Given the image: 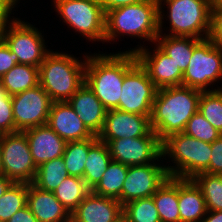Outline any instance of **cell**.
Returning a JSON list of instances; mask_svg holds the SVG:
<instances>
[{
	"label": "cell",
	"mask_w": 222,
	"mask_h": 222,
	"mask_svg": "<svg viewBox=\"0 0 222 222\" xmlns=\"http://www.w3.org/2000/svg\"><path fill=\"white\" fill-rule=\"evenodd\" d=\"M168 156L175 166H165L170 177L192 179L209 166L211 144L195 139L184 132L162 141V157Z\"/></svg>",
	"instance_id": "8992f818"
},
{
	"label": "cell",
	"mask_w": 222,
	"mask_h": 222,
	"mask_svg": "<svg viewBox=\"0 0 222 222\" xmlns=\"http://www.w3.org/2000/svg\"><path fill=\"white\" fill-rule=\"evenodd\" d=\"M201 222H222V211H207Z\"/></svg>",
	"instance_id": "7bdbcfd3"
},
{
	"label": "cell",
	"mask_w": 222,
	"mask_h": 222,
	"mask_svg": "<svg viewBox=\"0 0 222 222\" xmlns=\"http://www.w3.org/2000/svg\"><path fill=\"white\" fill-rule=\"evenodd\" d=\"M203 173L222 175V135L211 143L209 166Z\"/></svg>",
	"instance_id": "74e56055"
},
{
	"label": "cell",
	"mask_w": 222,
	"mask_h": 222,
	"mask_svg": "<svg viewBox=\"0 0 222 222\" xmlns=\"http://www.w3.org/2000/svg\"><path fill=\"white\" fill-rule=\"evenodd\" d=\"M201 92L183 85L157 90L150 121L161 141L184 131L189 119L198 111Z\"/></svg>",
	"instance_id": "7a4b0ae2"
},
{
	"label": "cell",
	"mask_w": 222,
	"mask_h": 222,
	"mask_svg": "<svg viewBox=\"0 0 222 222\" xmlns=\"http://www.w3.org/2000/svg\"><path fill=\"white\" fill-rule=\"evenodd\" d=\"M0 83L10 96L22 93L39 84V67L16 64L0 78Z\"/></svg>",
	"instance_id": "484cf974"
},
{
	"label": "cell",
	"mask_w": 222,
	"mask_h": 222,
	"mask_svg": "<svg viewBox=\"0 0 222 222\" xmlns=\"http://www.w3.org/2000/svg\"><path fill=\"white\" fill-rule=\"evenodd\" d=\"M26 134L29 149L35 165L62 157L66 141L47 124L23 131Z\"/></svg>",
	"instance_id": "ffe728a7"
},
{
	"label": "cell",
	"mask_w": 222,
	"mask_h": 222,
	"mask_svg": "<svg viewBox=\"0 0 222 222\" xmlns=\"http://www.w3.org/2000/svg\"><path fill=\"white\" fill-rule=\"evenodd\" d=\"M221 79L222 48L209 38L202 39L193 48L189 64L183 73L182 85L202 92L213 91L207 87Z\"/></svg>",
	"instance_id": "9c48e42d"
},
{
	"label": "cell",
	"mask_w": 222,
	"mask_h": 222,
	"mask_svg": "<svg viewBox=\"0 0 222 222\" xmlns=\"http://www.w3.org/2000/svg\"><path fill=\"white\" fill-rule=\"evenodd\" d=\"M200 188L208 211H222V175L200 173L192 178Z\"/></svg>",
	"instance_id": "4dcf8cb0"
},
{
	"label": "cell",
	"mask_w": 222,
	"mask_h": 222,
	"mask_svg": "<svg viewBox=\"0 0 222 222\" xmlns=\"http://www.w3.org/2000/svg\"><path fill=\"white\" fill-rule=\"evenodd\" d=\"M78 117L94 135L98 136L103 129L107 109L95 96L89 86L84 83L67 101Z\"/></svg>",
	"instance_id": "d6986e66"
},
{
	"label": "cell",
	"mask_w": 222,
	"mask_h": 222,
	"mask_svg": "<svg viewBox=\"0 0 222 222\" xmlns=\"http://www.w3.org/2000/svg\"><path fill=\"white\" fill-rule=\"evenodd\" d=\"M198 111L222 133V87L201 92Z\"/></svg>",
	"instance_id": "836d02e7"
},
{
	"label": "cell",
	"mask_w": 222,
	"mask_h": 222,
	"mask_svg": "<svg viewBox=\"0 0 222 222\" xmlns=\"http://www.w3.org/2000/svg\"><path fill=\"white\" fill-rule=\"evenodd\" d=\"M19 0H0V24L10 20L11 13Z\"/></svg>",
	"instance_id": "60d3db41"
},
{
	"label": "cell",
	"mask_w": 222,
	"mask_h": 222,
	"mask_svg": "<svg viewBox=\"0 0 222 222\" xmlns=\"http://www.w3.org/2000/svg\"><path fill=\"white\" fill-rule=\"evenodd\" d=\"M150 117L118 109L108 110L98 139L113 140L149 136L153 132Z\"/></svg>",
	"instance_id": "2e32d148"
},
{
	"label": "cell",
	"mask_w": 222,
	"mask_h": 222,
	"mask_svg": "<svg viewBox=\"0 0 222 222\" xmlns=\"http://www.w3.org/2000/svg\"><path fill=\"white\" fill-rule=\"evenodd\" d=\"M27 205L38 222H63L71 214L59 202L53 192L28 184Z\"/></svg>",
	"instance_id": "44dd1931"
},
{
	"label": "cell",
	"mask_w": 222,
	"mask_h": 222,
	"mask_svg": "<svg viewBox=\"0 0 222 222\" xmlns=\"http://www.w3.org/2000/svg\"><path fill=\"white\" fill-rule=\"evenodd\" d=\"M153 53L144 45H138L125 52L136 54L140 65L147 71L149 79L159 88L182 85L183 72L164 51L157 45Z\"/></svg>",
	"instance_id": "9a60e30c"
},
{
	"label": "cell",
	"mask_w": 222,
	"mask_h": 222,
	"mask_svg": "<svg viewBox=\"0 0 222 222\" xmlns=\"http://www.w3.org/2000/svg\"><path fill=\"white\" fill-rule=\"evenodd\" d=\"M7 222H38L28 205L17 211Z\"/></svg>",
	"instance_id": "b9f144b4"
},
{
	"label": "cell",
	"mask_w": 222,
	"mask_h": 222,
	"mask_svg": "<svg viewBox=\"0 0 222 222\" xmlns=\"http://www.w3.org/2000/svg\"><path fill=\"white\" fill-rule=\"evenodd\" d=\"M63 22L89 41L105 38L106 14L98 0H53Z\"/></svg>",
	"instance_id": "ba28073f"
},
{
	"label": "cell",
	"mask_w": 222,
	"mask_h": 222,
	"mask_svg": "<svg viewBox=\"0 0 222 222\" xmlns=\"http://www.w3.org/2000/svg\"><path fill=\"white\" fill-rule=\"evenodd\" d=\"M3 175V168H2V157H1V150H0V176Z\"/></svg>",
	"instance_id": "bcb514c9"
},
{
	"label": "cell",
	"mask_w": 222,
	"mask_h": 222,
	"mask_svg": "<svg viewBox=\"0 0 222 222\" xmlns=\"http://www.w3.org/2000/svg\"><path fill=\"white\" fill-rule=\"evenodd\" d=\"M128 166L112 160L99 183L91 190L97 195L118 200L126 179Z\"/></svg>",
	"instance_id": "4316f807"
},
{
	"label": "cell",
	"mask_w": 222,
	"mask_h": 222,
	"mask_svg": "<svg viewBox=\"0 0 222 222\" xmlns=\"http://www.w3.org/2000/svg\"><path fill=\"white\" fill-rule=\"evenodd\" d=\"M97 139L98 136H94L86 140L66 143L63 159L69 176L83 178L89 147Z\"/></svg>",
	"instance_id": "f546056e"
},
{
	"label": "cell",
	"mask_w": 222,
	"mask_h": 222,
	"mask_svg": "<svg viewBox=\"0 0 222 222\" xmlns=\"http://www.w3.org/2000/svg\"><path fill=\"white\" fill-rule=\"evenodd\" d=\"M168 177L165 165L156 162L128 166L118 201L123 206L136 199L152 197Z\"/></svg>",
	"instance_id": "5bb4252c"
},
{
	"label": "cell",
	"mask_w": 222,
	"mask_h": 222,
	"mask_svg": "<svg viewBox=\"0 0 222 222\" xmlns=\"http://www.w3.org/2000/svg\"><path fill=\"white\" fill-rule=\"evenodd\" d=\"M14 182L5 177L4 175L0 176V198L4 195V193L9 189V187L13 184Z\"/></svg>",
	"instance_id": "ee69618b"
},
{
	"label": "cell",
	"mask_w": 222,
	"mask_h": 222,
	"mask_svg": "<svg viewBox=\"0 0 222 222\" xmlns=\"http://www.w3.org/2000/svg\"><path fill=\"white\" fill-rule=\"evenodd\" d=\"M0 38L17 55L19 64L39 67L51 51L46 48L41 31L19 18L0 24Z\"/></svg>",
	"instance_id": "52a82bcc"
},
{
	"label": "cell",
	"mask_w": 222,
	"mask_h": 222,
	"mask_svg": "<svg viewBox=\"0 0 222 222\" xmlns=\"http://www.w3.org/2000/svg\"><path fill=\"white\" fill-rule=\"evenodd\" d=\"M69 176L63 156L44 162L37 167L33 184L41 190L54 192Z\"/></svg>",
	"instance_id": "f1b7e54d"
},
{
	"label": "cell",
	"mask_w": 222,
	"mask_h": 222,
	"mask_svg": "<svg viewBox=\"0 0 222 222\" xmlns=\"http://www.w3.org/2000/svg\"><path fill=\"white\" fill-rule=\"evenodd\" d=\"M15 132V121L12 112V96L0 83V135Z\"/></svg>",
	"instance_id": "d590c367"
},
{
	"label": "cell",
	"mask_w": 222,
	"mask_h": 222,
	"mask_svg": "<svg viewBox=\"0 0 222 222\" xmlns=\"http://www.w3.org/2000/svg\"><path fill=\"white\" fill-rule=\"evenodd\" d=\"M90 192L83 178L68 176L53 193L71 214Z\"/></svg>",
	"instance_id": "83f0119b"
},
{
	"label": "cell",
	"mask_w": 222,
	"mask_h": 222,
	"mask_svg": "<svg viewBox=\"0 0 222 222\" xmlns=\"http://www.w3.org/2000/svg\"><path fill=\"white\" fill-rule=\"evenodd\" d=\"M183 132L210 144L222 135L199 111L189 119Z\"/></svg>",
	"instance_id": "e575fe53"
},
{
	"label": "cell",
	"mask_w": 222,
	"mask_h": 222,
	"mask_svg": "<svg viewBox=\"0 0 222 222\" xmlns=\"http://www.w3.org/2000/svg\"><path fill=\"white\" fill-rule=\"evenodd\" d=\"M158 88L137 62L124 76L118 110L151 116Z\"/></svg>",
	"instance_id": "8fae6325"
},
{
	"label": "cell",
	"mask_w": 222,
	"mask_h": 222,
	"mask_svg": "<svg viewBox=\"0 0 222 222\" xmlns=\"http://www.w3.org/2000/svg\"><path fill=\"white\" fill-rule=\"evenodd\" d=\"M50 51L39 66V85L53 102L68 101L85 83L86 56Z\"/></svg>",
	"instance_id": "3957f363"
},
{
	"label": "cell",
	"mask_w": 222,
	"mask_h": 222,
	"mask_svg": "<svg viewBox=\"0 0 222 222\" xmlns=\"http://www.w3.org/2000/svg\"><path fill=\"white\" fill-rule=\"evenodd\" d=\"M137 62L133 52L86 55L85 83L107 110L118 109L124 76Z\"/></svg>",
	"instance_id": "6da1fadb"
},
{
	"label": "cell",
	"mask_w": 222,
	"mask_h": 222,
	"mask_svg": "<svg viewBox=\"0 0 222 222\" xmlns=\"http://www.w3.org/2000/svg\"><path fill=\"white\" fill-rule=\"evenodd\" d=\"M152 197L161 222H180L178 178L169 176Z\"/></svg>",
	"instance_id": "cb8c5ba5"
},
{
	"label": "cell",
	"mask_w": 222,
	"mask_h": 222,
	"mask_svg": "<svg viewBox=\"0 0 222 222\" xmlns=\"http://www.w3.org/2000/svg\"><path fill=\"white\" fill-rule=\"evenodd\" d=\"M100 141L107 144L112 160L126 166L145 165L162 158V141L154 131L149 136Z\"/></svg>",
	"instance_id": "7c38bea8"
},
{
	"label": "cell",
	"mask_w": 222,
	"mask_h": 222,
	"mask_svg": "<svg viewBox=\"0 0 222 222\" xmlns=\"http://www.w3.org/2000/svg\"><path fill=\"white\" fill-rule=\"evenodd\" d=\"M0 150L3 175L14 183H33L37 166L33 161L26 134L17 131L0 135Z\"/></svg>",
	"instance_id": "30bf717a"
},
{
	"label": "cell",
	"mask_w": 222,
	"mask_h": 222,
	"mask_svg": "<svg viewBox=\"0 0 222 222\" xmlns=\"http://www.w3.org/2000/svg\"><path fill=\"white\" fill-rule=\"evenodd\" d=\"M47 125L66 142L94 137L67 101L52 103Z\"/></svg>",
	"instance_id": "e0dca14e"
},
{
	"label": "cell",
	"mask_w": 222,
	"mask_h": 222,
	"mask_svg": "<svg viewBox=\"0 0 222 222\" xmlns=\"http://www.w3.org/2000/svg\"><path fill=\"white\" fill-rule=\"evenodd\" d=\"M124 222H161L153 197L140 198L123 205Z\"/></svg>",
	"instance_id": "1f68e13d"
},
{
	"label": "cell",
	"mask_w": 222,
	"mask_h": 222,
	"mask_svg": "<svg viewBox=\"0 0 222 222\" xmlns=\"http://www.w3.org/2000/svg\"><path fill=\"white\" fill-rule=\"evenodd\" d=\"M212 6H218L222 4V0H210Z\"/></svg>",
	"instance_id": "f6af8a7d"
},
{
	"label": "cell",
	"mask_w": 222,
	"mask_h": 222,
	"mask_svg": "<svg viewBox=\"0 0 222 222\" xmlns=\"http://www.w3.org/2000/svg\"><path fill=\"white\" fill-rule=\"evenodd\" d=\"M16 64H19L17 55L10 51L6 43L0 38V78Z\"/></svg>",
	"instance_id": "f35d334b"
},
{
	"label": "cell",
	"mask_w": 222,
	"mask_h": 222,
	"mask_svg": "<svg viewBox=\"0 0 222 222\" xmlns=\"http://www.w3.org/2000/svg\"><path fill=\"white\" fill-rule=\"evenodd\" d=\"M215 45L222 48V7L212 6L210 32L208 37Z\"/></svg>",
	"instance_id": "8d00e7d4"
},
{
	"label": "cell",
	"mask_w": 222,
	"mask_h": 222,
	"mask_svg": "<svg viewBox=\"0 0 222 222\" xmlns=\"http://www.w3.org/2000/svg\"><path fill=\"white\" fill-rule=\"evenodd\" d=\"M162 5L168 8L167 17L171 27L169 34L164 33V35L198 39L209 37L212 8L210 0H158L159 34H162L164 22L162 20L165 16L163 13L165 6Z\"/></svg>",
	"instance_id": "5b68a950"
},
{
	"label": "cell",
	"mask_w": 222,
	"mask_h": 222,
	"mask_svg": "<svg viewBox=\"0 0 222 222\" xmlns=\"http://www.w3.org/2000/svg\"><path fill=\"white\" fill-rule=\"evenodd\" d=\"M28 183H13L0 198V221L7 222L27 205Z\"/></svg>",
	"instance_id": "d6a6232c"
},
{
	"label": "cell",
	"mask_w": 222,
	"mask_h": 222,
	"mask_svg": "<svg viewBox=\"0 0 222 222\" xmlns=\"http://www.w3.org/2000/svg\"><path fill=\"white\" fill-rule=\"evenodd\" d=\"M53 101L38 84L36 87L12 96V112L15 132L45 125Z\"/></svg>",
	"instance_id": "4fadbf2b"
},
{
	"label": "cell",
	"mask_w": 222,
	"mask_h": 222,
	"mask_svg": "<svg viewBox=\"0 0 222 222\" xmlns=\"http://www.w3.org/2000/svg\"><path fill=\"white\" fill-rule=\"evenodd\" d=\"M125 35L155 43L159 35L158 0L122 6L106 13L104 42L115 41Z\"/></svg>",
	"instance_id": "277c9868"
},
{
	"label": "cell",
	"mask_w": 222,
	"mask_h": 222,
	"mask_svg": "<svg viewBox=\"0 0 222 222\" xmlns=\"http://www.w3.org/2000/svg\"><path fill=\"white\" fill-rule=\"evenodd\" d=\"M63 222H77V221L73 217L70 216L68 219H66Z\"/></svg>",
	"instance_id": "7dc6e473"
},
{
	"label": "cell",
	"mask_w": 222,
	"mask_h": 222,
	"mask_svg": "<svg viewBox=\"0 0 222 222\" xmlns=\"http://www.w3.org/2000/svg\"><path fill=\"white\" fill-rule=\"evenodd\" d=\"M111 161L107 144L97 139L89 147L83 174V180L91 190L99 183Z\"/></svg>",
	"instance_id": "d4e9b609"
},
{
	"label": "cell",
	"mask_w": 222,
	"mask_h": 222,
	"mask_svg": "<svg viewBox=\"0 0 222 222\" xmlns=\"http://www.w3.org/2000/svg\"><path fill=\"white\" fill-rule=\"evenodd\" d=\"M180 222H201L207 214L206 201L192 179L178 178Z\"/></svg>",
	"instance_id": "7402d4cb"
},
{
	"label": "cell",
	"mask_w": 222,
	"mask_h": 222,
	"mask_svg": "<svg viewBox=\"0 0 222 222\" xmlns=\"http://www.w3.org/2000/svg\"><path fill=\"white\" fill-rule=\"evenodd\" d=\"M201 40L192 37L163 35L162 33L157 36L155 45L172 58L174 63L184 73L192 56L193 48Z\"/></svg>",
	"instance_id": "603a6c76"
},
{
	"label": "cell",
	"mask_w": 222,
	"mask_h": 222,
	"mask_svg": "<svg viewBox=\"0 0 222 222\" xmlns=\"http://www.w3.org/2000/svg\"><path fill=\"white\" fill-rule=\"evenodd\" d=\"M71 217L77 222H121L123 206L116 199L91 191L71 213Z\"/></svg>",
	"instance_id": "ac0fdd59"
},
{
	"label": "cell",
	"mask_w": 222,
	"mask_h": 222,
	"mask_svg": "<svg viewBox=\"0 0 222 222\" xmlns=\"http://www.w3.org/2000/svg\"><path fill=\"white\" fill-rule=\"evenodd\" d=\"M98 1L103 7V10L106 14L108 11H111L113 9H116L122 6H127L130 4L143 2L145 0H98Z\"/></svg>",
	"instance_id": "ab89813d"
}]
</instances>
